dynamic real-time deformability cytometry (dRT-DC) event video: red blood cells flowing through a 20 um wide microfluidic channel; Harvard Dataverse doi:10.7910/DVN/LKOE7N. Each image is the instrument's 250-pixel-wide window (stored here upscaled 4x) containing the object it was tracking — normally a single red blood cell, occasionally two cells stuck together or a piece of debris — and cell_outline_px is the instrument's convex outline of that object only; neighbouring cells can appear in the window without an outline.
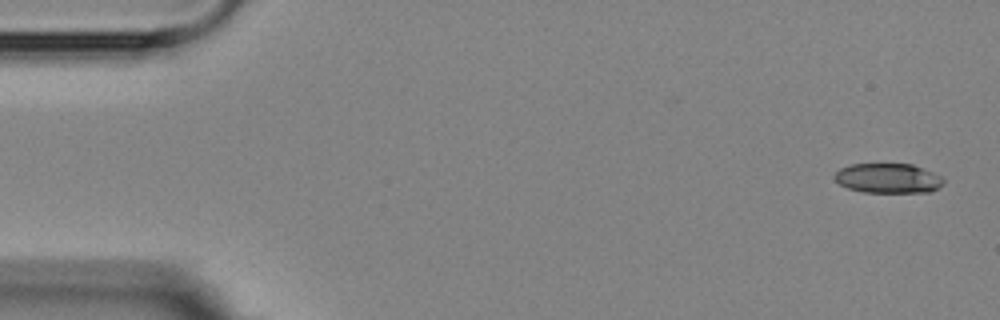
{"species": "Egyptian fruit bat (a non-hibernating species)", "species_latin": "Rousettus aegyptiacus", "temperature_condition": "room temperature", "stored_images_in_passage": 5, "camera_frame_rate_fps": 3000, "um_per_image_px": 0.085, "animal": {"sex": "female"}, "frame": {"image": 1, "passage_image": 1, "time_ms": 0.0, "image_size_px": [1000, 320], "cell_outline_px": [[944, 184], [932, 192], [864, 192], [848, 188], [840, 184], [832, 176], [840, 168], [852, 164], [912, 164], [924, 168], [940, 176], [944, 180]], "centroid_in_image_um": [75.5, 15.15], "position_along_channel_um": 9.5, "area_um2": 18.9}}
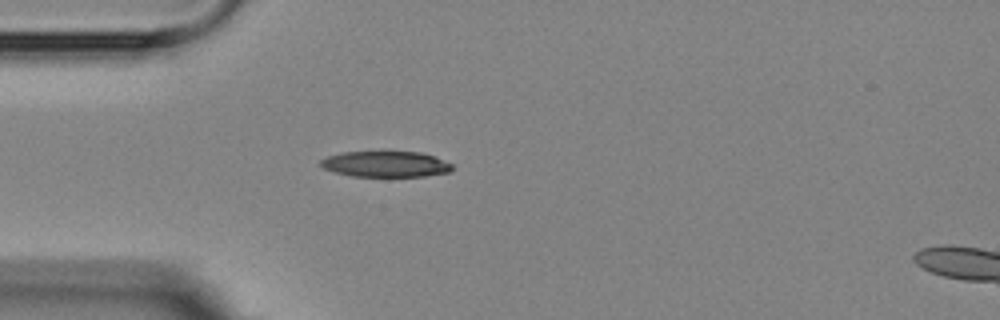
{"frame": {"image": 2, "passage_image": 5, "time_ms": 4.333, "image_size_px": [1000, 320], "cell_outline_px": [[452, 168], [448, 172], [424, 176], [352, 176], [336, 172], [324, 168], [320, 164], [320, 160], [328, 156], [340, 152], [420, 152], [436, 156], [452, 164]], "centroid_in_image_um": [32.79, 13.94], "position_along_channel_um": 52.2, "area_um2": 19.65}}